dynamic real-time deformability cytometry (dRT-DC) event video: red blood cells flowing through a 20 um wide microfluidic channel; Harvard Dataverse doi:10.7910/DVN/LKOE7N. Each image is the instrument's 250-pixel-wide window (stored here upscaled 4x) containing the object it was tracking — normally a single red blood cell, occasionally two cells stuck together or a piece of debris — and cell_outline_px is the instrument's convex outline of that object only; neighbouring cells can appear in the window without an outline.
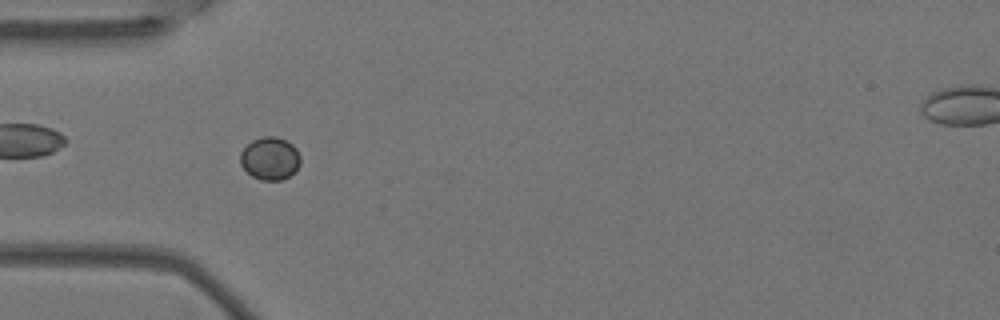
{"species": "Egyptian fruit bat (a non-hibernating species)", "species_latin": "Rousettus aegyptiacus", "temperature_condition": "warm", "stored_images_in_passage": 7, "camera_frame_rate_fps": 3000, "um_per_image_px": 0.085, "animal": {"sex": "female"}, "frame": {"image": 1, "passage_image": 6, "time_ms": 1.667, "image_size_px": [1000, 320], "cell_outline_px": [[300, 164], [296, 172], [280, 180], [260, 180], [252, 176], [240, 164], [240, 152], [252, 140], [264, 136], [276, 136], [292, 144], [296, 148], [300, 156]], "centroid_in_image_um": [22.95, 13.47], "position_along_channel_um": 62.0, "area_um2": 15.03}}